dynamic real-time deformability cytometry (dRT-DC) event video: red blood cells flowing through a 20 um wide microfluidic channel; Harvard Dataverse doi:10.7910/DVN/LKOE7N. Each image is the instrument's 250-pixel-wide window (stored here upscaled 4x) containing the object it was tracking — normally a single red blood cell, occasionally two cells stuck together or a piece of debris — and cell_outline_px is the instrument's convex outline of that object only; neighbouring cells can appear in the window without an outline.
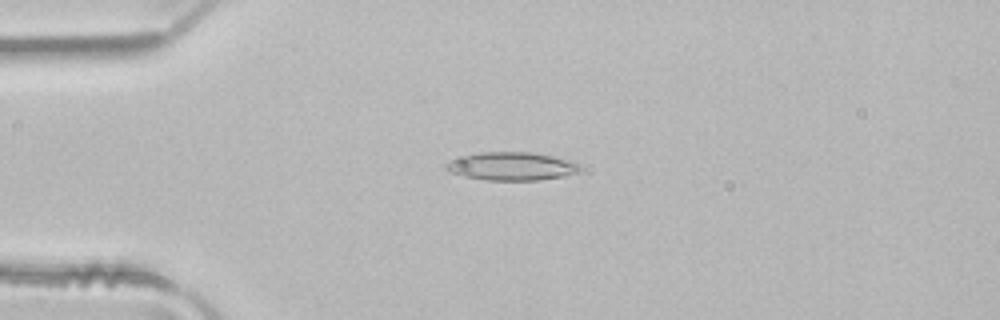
{"species": "common noctule bat (a hibernating species)", "species_latin": "Nyctalus noctula", "temperature_condition": "room temperature", "stored_images_in_passage": 4, "camera_frame_rate_fps": 3000, "um_per_image_px": 0.085, "animal": {"sex": "male", "body_mass_g": 21.5, "forearm_length_mm": 52.0}, "frame": {"image": 1, "passage_image": 3, "time_ms": 0.667, "image_size_px": [1000, 320], "cell_outline_px": [[584, 168], [576, 172], [564, 176], [540, 180], [484, 180], [464, 176], [448, 172], [444, 168], [444, 164], [452, 160], [464, 156], [480, 152], [532, 152], [576, 160]], "centroid_in_image_um": [43.55, 14.13], "position_along_channel_um": 41.5, "area_um2": 22.31}}